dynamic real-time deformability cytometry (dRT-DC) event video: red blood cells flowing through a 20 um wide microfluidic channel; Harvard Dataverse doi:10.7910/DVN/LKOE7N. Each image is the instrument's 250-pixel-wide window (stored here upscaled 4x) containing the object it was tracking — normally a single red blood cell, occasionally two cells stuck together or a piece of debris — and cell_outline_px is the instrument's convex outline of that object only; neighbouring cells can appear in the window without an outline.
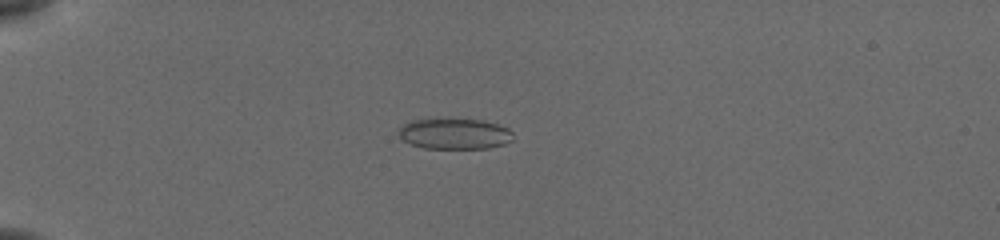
{"species": "common noctule bat (a hibernating species)", "species_latin": "Nyctalus noctula", "temperature_condition": "cold", "stored_images_in_passage": 52, "camera_frame_rate_fps": 3000, "um_per_image_px": 0.085, "animal": {"sex": "female", "body_mass_g": 19.5, "forearm_length_mm": 54.1}, "frame": {"image": 1, "passage_image": 13, "time_ms": 4.0, "image_size_px": [1000, 240], "cell_outline_px": [[512, 140], [504, 144], [488, 148], [424, 148], [412, 144], [404, 140], [400, 136], [400, 128], [404, 124], [412, 120], [480, 120], [496, 124], [508, 128], [512, 132]], "centroid_in_image_um": [38.67, 11.39], "position_along_channel_um": 46.3, "area_um2": 19.94}}
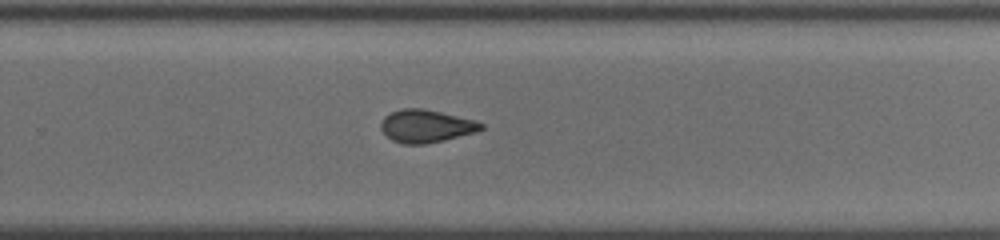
{"frame": {"image": 2, "passage_image": 35, "time_ms": 11.333, "image_size_px": [1000, 240], "cell_outline_px": [[484, 128], [476, 132], [444, 140], [424, 144], [404, 144], [392, 140], [380, 128], [380, 124], [384, 116], [400, 108], [424, 108], [472, 120], [484, 124]], "centroid_in_image_um": [36.19, 10.71], "position_along_channel_um": 293.6, "area_um2": 18.96}}
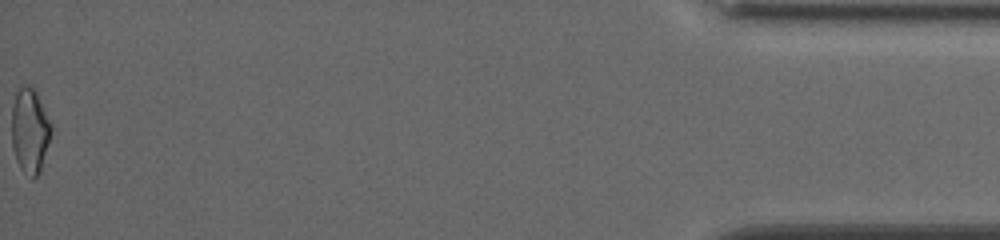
{"frame": {"image": 3, "passage_image": 52, "time_ms": 17.0, "image_size_px": [1000, 240], "cell_outline_px": [[52, 128], [40, 172], [32, 180], [20, 168], [16, 160], [12, 144], [12, 108], [16, 92], [24, 84], [28, 84], [36, 92], [52, 124]], "centroid_in_image_um": [2.53, 11.12], "position_along_channel_um": 432.7, "area_um2": 19.42}, "authors_computed_cell_mechanics": {"area_um2": 19.4786, "velocity_mm_per_s": 3.9073, "shape_relaxation_time_tau1_ms": 10.0014, "shape_relaxation_time_tau2_ms": 1.9132, "deformation_change_tau1": 0.1924, "deformation_change_tau2": 0.0718}}